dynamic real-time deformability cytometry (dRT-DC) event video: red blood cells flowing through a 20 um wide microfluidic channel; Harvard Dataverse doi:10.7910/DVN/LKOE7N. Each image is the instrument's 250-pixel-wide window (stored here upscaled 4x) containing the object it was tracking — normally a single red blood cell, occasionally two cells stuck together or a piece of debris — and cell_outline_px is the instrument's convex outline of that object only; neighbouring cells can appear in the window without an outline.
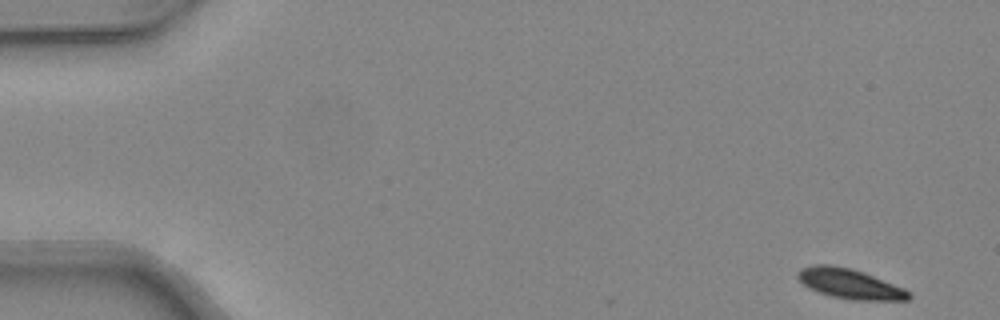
{"species": "common noctule bat (a hibernating species)", "species_latin": "Nyctalus noctula", "temperature_condition": "warm", "stored_images_in_passage": 48, "camera_frame_rate_fps": 3000, "um_per_image_px": 0.085, "animal": {"sex": "female", "body_mass_g": 24.6, "forearm_length_mm": 56.2}, "frame": {"image": 1, "passage_image": 1, "time_ms": 0.0, "image_size_px": [1000, 320], "cell_outline_px": [[912, 296], [908, 300], [856, 300], [832, 296], [808, 288], [796, 276], [796, 272], [800, 268], [812, 264], [828, 264], [852, 268], [864, 272], [904, 288], [912, 292]], "centroid_in_image_um": [72.23, 24.1], "position_along_channel_um": 12.8, "area_um2": 19.48}}
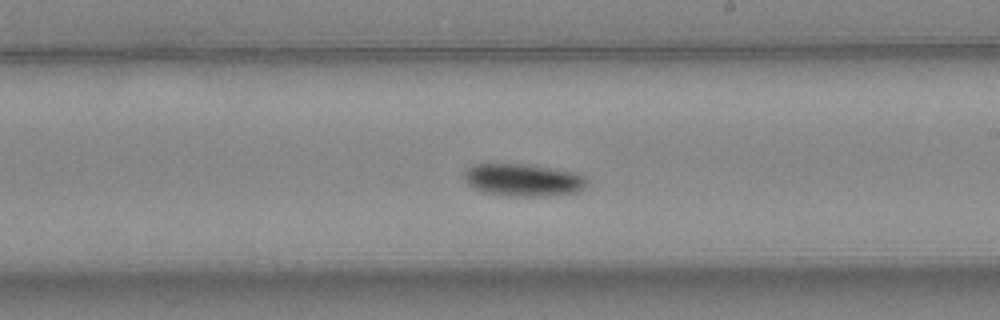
{"frame": {"image": 2, "passage_image": 27, "time_ms": 8.667, "image_size_px": [1000, 320], "cell_outline_px": [[584, 188], [576, 192], [552, 196], [508, 196], [484, 192], [472, 188], [468, 184], [464, 176], [464, 172], [472, 164], [524, 164], [572, 172], [584, 176]], "centroid_in_image_um": [44.41, 15.31], "position_along_channel_um": 244.6, "area_um2": 22.95}}
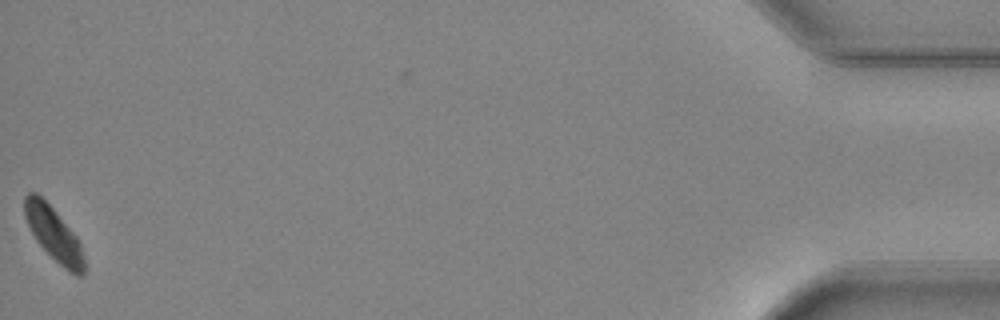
{"frame": {"image": 3, "passage_image": 47, "time_ms": 15.333, "image_size_px": [1000, 320], "cell_outline_px": [[84, 276], [76, 276], [68, 272], [36, 240], [24, 216], [24, 196], [28, 192], [36, 192], [52, 208], [76, 236], [80, 244], [84, 256]], "centroid_in_image_um": [4.57, 19.9], "position_along_channel_um": 430.6, "area_um2": 18.26}, "authors_computed_cell_mechanics": {"area_um2": 21.0392, "velocity_mm_per_s": 4.2573, "shape_relaxation_time_tau1_ms": 2.2101, "shape_relaxation_time_tau2_ms": null, "deformation_change_tau1": 0.1295, "deformation_change_tau2": null}}